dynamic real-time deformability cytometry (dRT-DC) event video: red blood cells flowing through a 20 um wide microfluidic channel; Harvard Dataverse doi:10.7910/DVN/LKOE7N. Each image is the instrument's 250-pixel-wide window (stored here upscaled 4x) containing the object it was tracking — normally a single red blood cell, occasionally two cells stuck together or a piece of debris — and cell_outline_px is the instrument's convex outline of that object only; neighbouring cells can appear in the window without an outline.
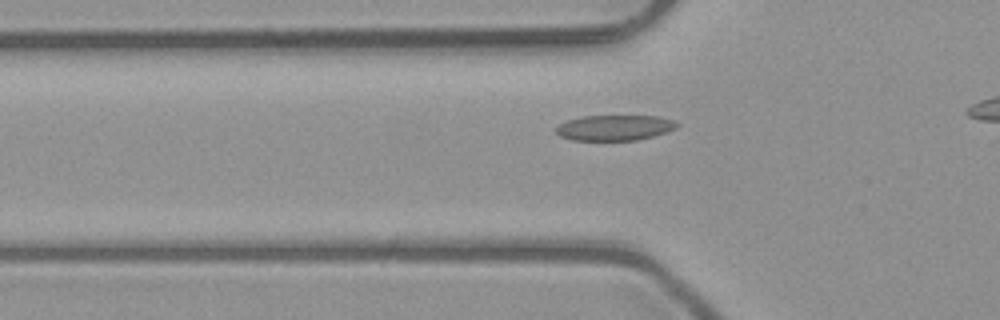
{"species": "common noctule bat (a hibernating species)", "species_latin": "Nyctalus noctula", "temperature_condition": "room temperature", "stored_images_in_passage": 34, "camera_frame_rate_fps": 3000, "um_per_image_px": 0.085, "animal": {"sex": "male", "body_mass_g": 23.1, "forearm_length_mm": 52.7}, "frame": {"image": 1, "passage_image": 9, "time_ms": 2.667, "image_size_px": [1000, 320], "cell_outline_px": [[680, 124], [676, 128], [652, 136], [636, 140], [572, 140], [560, 136], [556, 132], [556, 128], [560, 124], [568, 120], [584, 116], [660, 116], [672, 120]], "centroid_in_image_um": [52.24, 10.85], "position_along_channel_um": 73.6, "area_um2": 17.74}}
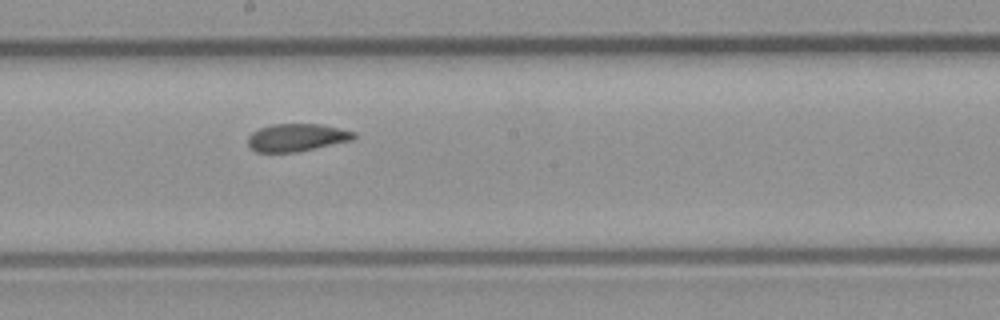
{"frame": {"image": 2, "passage_image": 20, "time_ms": 6.333, "image_size_px": [1000, 320], "cell_outline_px": [[356, 136], [352, 140], [296, 152], [256, 152], [248, 144], [248, 136], [252, 132], [260, 128], [272, 124], [320, 124], [356, 132]], "centroid_in_image_um": [25.21, 11.68], "position_along_channel_um": 223.0, "area_um2": 16.94}}
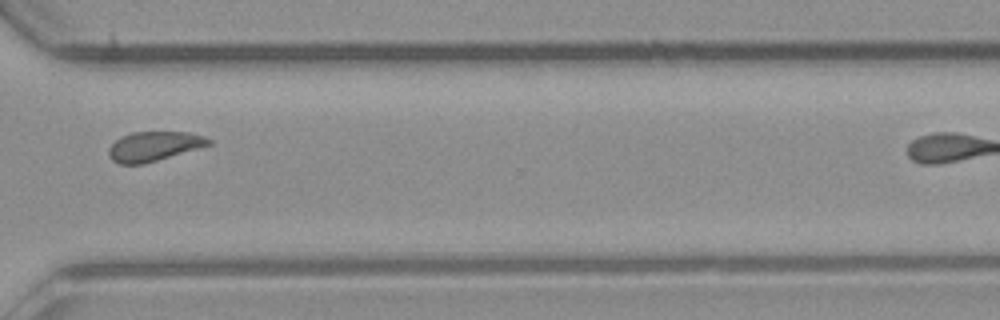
{"frame": {"image": 3, "passage_image": 30, "time_ms": 9.667, "image_size_px": [1000, 320], "cell_outline_px": [[212, 144], [144, 164], [120, 164], [112, 160], [108, 156], [108, 148], [120, 136], [132, 132], [188, 132], [204, 136], [212, 140]], "centroid_in_image_um": [13.06, 12.43], "position_along_channel_um": 357.5, "area_um2": 17.22}}